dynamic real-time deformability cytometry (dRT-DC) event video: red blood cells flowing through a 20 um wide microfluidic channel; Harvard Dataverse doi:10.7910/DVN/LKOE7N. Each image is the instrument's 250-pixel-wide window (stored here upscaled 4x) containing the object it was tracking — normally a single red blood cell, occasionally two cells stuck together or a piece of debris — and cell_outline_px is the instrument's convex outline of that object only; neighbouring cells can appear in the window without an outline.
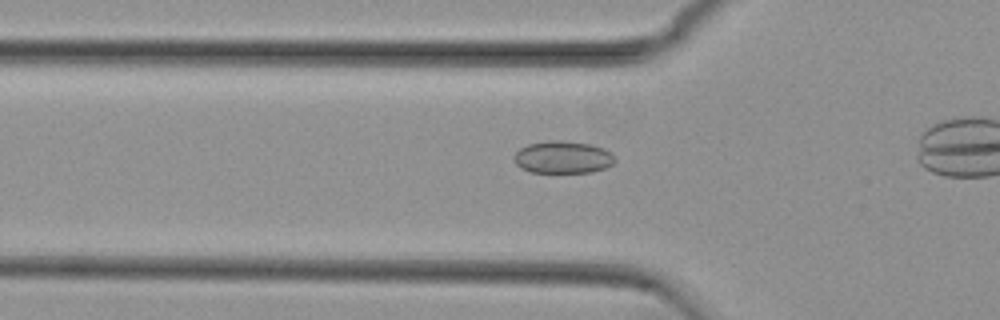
{"species": "common noctule bat (a hibernating species)", "species_latin": "Nyctalus noctula", "temperature_condition": "cold", "stored_images_in_passage": 39, "camera_frame_rate_fps": 3000, "um_per_image_px": 0.085, "animal": {"sex": "female", "body_mass_g": 29.2, "forearm_length_mm": 56.3}, "frame": {"image": 1, "passage_image": 14, "time_ms": 4.333, "image_size_px": [1000, 320], "cell_outline_px": [[616, 160], [612, 164], [604, 168], [592, 172], [532, 172], [520, 168], [516, 164], [516, 152], [520, 148], [528, 144], [552, 140], [560, 140], [592, 144], [604, 148], [612, 152]], "centroid_in_image_um": [47.88, 13.36], "position_along_channel_um": 77.9, "area_um2": 18.96}}
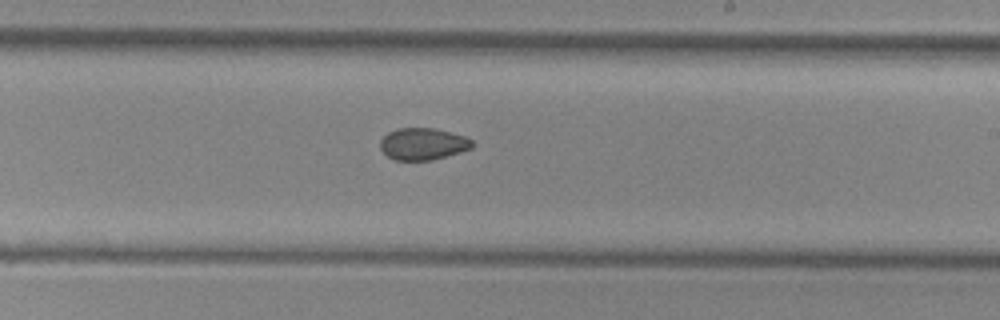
{"frame": {"image": 2, "passage_image": 28, "time_ms": 9.0, "image_size_px": [1000, 320], "cell_outline_px": [[476, 144], [472, 148], [460, 152], [432, 160], [396, 160], [388, 156], [380, 148], [380, 140], [388, 132], [396, 128], [436, 128], [464, 136], [472, 140]], "centroid_in_image_um": [35.96, 12.22], "position_along_channel_um": 253.0, "area_um2": 17.17}}
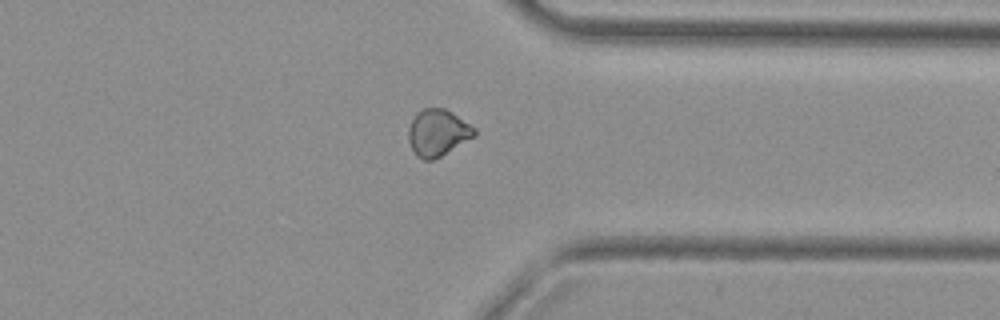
{"frame": {"image": 3, "passage_image": 38, "time_ms": 12.333, "image_size_px": [1000, 320], "cell_outline_px": [[476, 136], [440, 156], [432, 160], [424, 160], [416, 156], [408, 140], [408, 128], [416, 112], [424, 108], [444, 108], [476, 128]], "centroid_in_image_um": [37.19, 11.28], "position_along_channel_um": 374.2, "area_um2": 17.86}}